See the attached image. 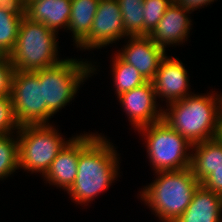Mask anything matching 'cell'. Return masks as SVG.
<instances>
[{
  "label": "cell",
  "mask_w": 222,
  "mask_h": 222,
  "mask_svg": "<svg viewBox=\"0 0 222 222\" xmlns=\"http://www.w3.org/2000/svg\"><path fill=\"white\" fill-rule=\"evenodd\" d=\"M201 185L209 191L222 196V167L214 169L202 182Z\"/></svg>",
  "instance_id": "26"
},
{
  "label": "cell",
  "mask_w": 222,
  "mask_h": 222,
  "mask_svg": "<svg viewBox=\"0 0 222 222\" xmlns=\"http://www.w3.org/2000/svg\"><path fill=\"white\" fill-rule=\"evenodd\" d=\"M124 44L116 54L124 62L133 65L147 81L152 82L167 52L156 45L149 36H127Z\"/></svg>",
  "instance_id": "12"
},
{
  "label": "cell",
  "mask_w": 222,
  "mask_h": 222,
  "mask_svg": "<svg viewBox=\"0 0 222 222\" xmlns=\"http://www.w3.org/2000/svg\"><path fill=\"white\" fill-rule=\"evenodd\" d=\"M24 11L0 8V54L8 56L16 44Z\"/></svg>",
  "instance_id": "20"
},
{
  "label": "cell",
  "mask_w": 222,
  "mask_h": 222,
  "mask_svg": "<svg viewBox=\"0 0 222 222\" xmlns=\"http://www.w3.org/2000/svg\"><path fill=\"white\" fill-rule=\"evenodd\" d=\"M154 173L190 168L192 144L163 119L137 130Z\"/></svg>",
  "instance_id": "6"
},
{
  "label": "cell",
  "mask_w": 222,
  "mask_h": 222,
  "mask_svg": "<svg viewBox=\"0 0 222 222\" xmlns=\"http://www.w3.org/2000/svg\"><path fill=\"white\" fill-rule=\"evenodd\" d=\"M83 133L79 134L76 180L67 193L76 205L87 206L117 181L121 173L120 153L104 134Z\"/></svg>",
  "instance_id": "1"
},
{
  "label": "cell",
  "mask_w": 222,
  "mask_h": 222,
  "mask_svg": "<svg viewBox=\"0 0 222 222\" xmlns=\"http://www.w3.org/2000/svg\"><path fill=\"white\" fill-rule=\"evenodd\" d=\"M99 0H71L68 30L72 33L73 46L77 47L90 33Z\"/></svg>",
  "instance_id": "18"
},
{
  "label": "cell",
  "mask_w": 222,
  "mask_h": 222,
  "mask_svg": "<svg viewBox=\"0 0 222 222\" xmlns=\"http://www.w3.org/2000/svg\"><path fill=\"white\" fill-rule=\"evenodd\" d=\"M214 1L217 0H177L176 2L183 8L191 12H194L197 9L204 8V6L205 7H208V5L210 6L211 3L213 4Z\"/></svg>",
  "instance_id": "27"
},
{
  "label": "cell",
  "mask_w": 222,
  "mask_h": 222,
  "mask_svg": "<svg viewBox=\"0 0 222 222\" xmlns=\"http://www.w3.org/2000/svg\"><path fill=\"white\" fill-rule=\"evenodd\" d=\"M58 33L25 15L22 18L16 44L8 55L16 71L35 72L59 64Z\"/></svg>",
  "instance_id": "4"
},
{
  "label": "cell",
  "mask_w": 222,
  "mask_h": 222,
  "mask_svg": "<svg viewBox=\"0 0 222 222\" xmlns=\"http://www.w3.org/2000/svg\"><path fill=\"white\" fill-rule=\"evenodd\" d=\"M117 100L135 131L163 119V106L156 99L154 85L151 81L122 93Z\"/></svg>",
  "instance_id": "10"
},
{
  "label": "cell",
  "mask_w": 222,
  "mask_h": 222,
  "mask_svg": "<svg viewBox=\"0 0 222 222\" xmlns=\"http://www.w3.org/2000/svg\"><path fill=\"white\" fill-rule=\"evenodd\" d=\"M19 169L17 134L0 135V180L3 181Z\"/></svg>",
  "instance_id": "22"
},
{
  "label": "cell",
  "mask_w": 222,
  "mask_h": 222,
  "mask_svg": "<svg viewBox=\"0 0 222 222\" xmlns=\"http://www.w3.org/2000/svg\"><path fill=\"white\" fill-rule=\"evenodd\" d=\"M24 0H0V8L9 11H24Z\"/></svg>",
  "instance_id": "28"
},
{
  "label": "cell",
  "mask_w": 222,
  "mask_h": 222,
  "mask_svg": "<svg viewBox=\"0 0 222 222\" xmlns=\"http://www.w3.org/2000/svg\"><path fill=\"white\" fill-rule=\"evenodd\" d=\"M111 58V75L117 97L147 82L133 65L124 62L116 53Z\"/></svg>",
  "instance_id": "19"
},
{
  "label": "cell",
  "mask_w": 222,
  "mask_h": 222,
  "mask_svg": "<svg viewBox=\"0 0 222 222\" xmlns=\"http://www.w3.org/2000/svg\"><path fill=\"white\" fill-rule=\"evenodd\" d=\"M127 36L117 0H99L90 33L76 48L80 51L107 48Z\"/></svg>",
  "instance_id": "9"
},
{
  "label": "cell",
  "mask_w": 222,
  "mask_h": 222,
  "mask_svg": "<svg viewBox=\"0 0 222 222\" xmlns=\"http://www.w3.org/2000/svg\"><path fill=\"white\" fill-rule=\"evenodd\" d=\"M71 14V0H34L24 7V15L38 21L56 33L67 32Z\"/></svg>",
  "instance_id": "15"
},
{
  "label": "cell",
  "mask_w": 222,
  "mask_h": 222,
  "mask_svg": "<svg viewBox=\"0 0 222 222\" xmlns=\"http://www.w3.org/2000/svg\"><path fill=\"white\" fill-rule=\"evenodd\" d=\"M153 175L155 180L141 188L137 195L159 222H175L191 203L201 183L191 168Z\"/></svg>",
  "instance_id": "3"
},
{
  "label": "cell",
  "mask_w": 222,
  "mask_h": 222,
  "mask_svg": "<svg viewBox=\"0 0 222 222\" xmlns=\"http://www.w3.org/2000/svg\"><path fill=\"white\" fill-rule=\"evenodd\" d=\"M172 2L173 0H144V36H148V34L159 23L160 19L164 16V13Z\"/></svg>",
  "instance_id": "23"
},
{
  "label": "cell",
  "mask_w": 222,
  "mask_h": 222,
  "mask_svg": "<svg viewBox=\"0 0 222 222\" xmlns=\"http://www.w3.org/2000/svg\"><path fill=\"white\" fill-rule=\"evenodd\" d=\"M56 128L52 123L20 126L17 132L19 169L42 177L46 174L52 161L74 137L63 138Z\"/></svg>",
  "instance_id": "7"
},
{
  "label": "cell",
  "mask_w": 222,
  "mask_h": 222,
  "mask_svg": "<svg viewBox=\"0 0 222 222\" xmlns=\"http://www.w3.org/2000/svg\"><path fill=\"white\" fill-rule=\"evenodd\" d=\"M122 14L124 32L128 36H144V0H117Z\"/></svg>",
  "instance_id": "21"
},
{
  "label": "cell",
  "mask_w": 222,
  "mask_h": 222,
  "mask_svg": "<svg viewBox=\"0 0 222 222\" xmlns=\"http://www.w3.org/2000/svg\"><path fill=\"white\" fill-rule=\"evenodd\" d=\"M25 1V5L30 2V1H34V0H24Z\"/></svg>",
  "instance_id": "31"
},
{
  "label": "cell",
  "mask_w": 222,
  "mask_h": 222,
  "mask_svg": "<svg viewBox=\"0 0 222 222\" xmlns=\"http://www.w3.org/2000/svg\"><path fill=\"white\" fill-rule=\"evenodd\" d=\"M10 96L20 126L51 123L53 115L47 110L43 85L34 72L15 70Z\"/></svg>",
  "instance_id": "8"
},
{
  "label": "cell",
  "mask_w": 222,
  "mask_h": 222,
  "mask_svg": "<svg viewBox=\"0 0 222 222\" xmlns=\"http://www.w3.org/2000/svg\"><path fill=\"white\" fill-rule=\"evenodd\" d=\"M79 162V134L75 135L52 161L49 170L42 177L44 183L67 192L74 184Z\"/></svg>",
  "instance_id": "14"
},
{
  "label": "cell",
  "mask_w": 222,
  "mask_h": 222,
  "mask_svg": "<svg viewBox=\"0 0 222 222\" xmlns=\"http://www.w3.org/2000/svg\"><path fill=\"white\" fill-rule=\"evenodd\" d=\"M219 97V112H220V126H222V94L218 92Z\"/></svg>",
  "instance_id": "29"
},
{
  "label": "cell",
  "mask_w": 222,
  "mask_h": 222,
  "mask_svg": "<svg viewBox=\"0 0 222 222\" xmlns=\"http://www.w3.org/2000/svg\"><path fill=\"white\" fill-rule=\"evenodd\" d=\"M153 85L156 99L166 105L194 94L190 90V80L185 64L177 57L168 56L161 61Z\"/></svg>",
  "instance_id": "11"
},
{
  "label": "cell",
  "mask_w": 222,
  "mask_h": 222,
  "mask_svg": "<svg viewBox=\"0 0 222 222\" xmlns=\"http://www.w3.org/2000/svg\"><path fill=\"white\" fill-rule=\"evenodd\" d=\"M220 141L222 142V126H220L219 131H218V136H217Z\"/></svg>",
  "instance_id": "30"
},
{
  "label": "cell",
  "mask_w": 222,
  "mask_h": 222,
  "mask_svg": "<svg viewBox=\"0 0 222 222\" xmlns=\"http://www.w3.org/2000/svg\"><path fill=\"white\" fill-rule=\"evenodd\" d=\"M175 222H222V196L200 185L191 203Z\"/></svg>",
  "instance_id": "16"
},
{
  "label": "cell",
  "mask_w": 222,
  "mask_h": 222,
  "mask_svg": "<svg viewBox=\"0 0 222 222\" xmlns=\"http://www.w3.org/2000/svg\"><path fill=\"white\" fill-rule=\"evenodd\" d=\"M222 167V142L218 137L192 144L193 175L201 183L214 169Z\"/></svg>",
  "instance_id": "17"
},
{
  "label": "cell",
  "mask_w": 222,
  "mask_h": 222,
  "mask_svg": "<svg viewBox=\"0 0 222 222\" xmlns=\"http://www.w3.org/2000/svg\"><path fill=\"white\" fill-rule=\"evenodd\" d=\"M19 128L11 96H0V135L17 134Z\"/></svg>",
  "instance_id": "24"
},
{
  "label": "cell",
  "mask_w": 222,
  "mask_h": 222,
  "mask_svg": "<svg viewBox=\"0 0 222 222\" xmlns=\"http://www.w3.org/2000/svg\"><path fill=\"white\" fill-rule=\"evenodd\" d=\"M192 12L180 6L176 1L167 8L159 23L148 34L151 40L164 49L184 45L189 40L192 28ZM189 36V37H188Z\"/></svg>",
  "instance_id": "13"
},
{
  "label": "cell",
  "mask_w": 222,
  "mask_h": 222,
  "mask_svg": "<svg viewBox=\"0 0 222 222\" xmlns=\"http://www.w3.org/2000/svg\"><path fill=\"white\" fill-rule=\"evenodd\" d=\"M95 64L97 61L91 59L66 57L55 66L34 72L43 85L47 110L53 116L75 99L86 80L98 74L96 71H99V65Z\"/></svg>",
  "instance_id": "5"
},
{
  "label": "cell",
  "mask_w": 222,
  "mask_h": 222,
  "mask_svg": "<svg viewBox=\"0 0 222 222\" xmlns=\"http://www.w3.org/2000/svg\"><path fill=\"white\" fill-rule=\"evenodd\" d=\"M15 68L6 55L0 56V96H10Z\"/></svg>",
  "instance_id": "25"
},
{
  "label": "cell",
  "mask_w": 222,
  "mask_h": 222,
  "mask_svg": "<svg viewBox=\"0 0 222 222\" xmlns=\"http://www.w3.org/2000/svg\"><path fill=\"white\" fill-rule=\"evenodd\" d=\"M214 92H197L164 105L163 120L191 144L216 138L220 128V112L218 92Z\"/></svg>",
  "instance_id": "2"
}]
</instances>
